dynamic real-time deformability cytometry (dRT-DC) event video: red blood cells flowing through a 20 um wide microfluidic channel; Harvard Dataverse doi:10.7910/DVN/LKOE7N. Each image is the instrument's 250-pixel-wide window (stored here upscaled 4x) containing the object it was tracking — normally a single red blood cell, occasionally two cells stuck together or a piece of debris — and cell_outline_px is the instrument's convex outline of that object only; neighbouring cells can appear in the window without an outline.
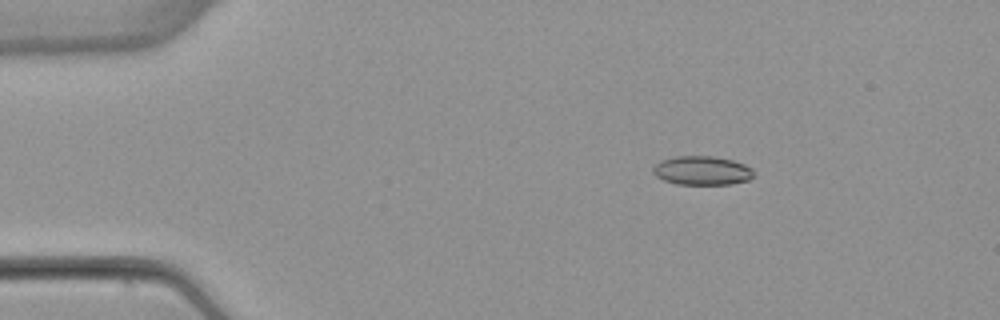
{"species": "common noctule bat (a hibernating species)", "species_latin": "Nyctalus noctula", "temperature_condition": "warm", "stored_images_in_passage": 46, "camera_frame_rate_fps": 3000, "um_per_image_px": 0.085, "animal": {"sex": "female", "body_mass_g": 22.7, "forearm_length_mm": 54.2}, "frame": {"image": 1, "passage_image": 1, "time_ms": 0.0, "image_size_px": [1000, 320], "cell_outline_px": [[752, 176], [748, 180], [732, 184], [676, 184], [664, 180], [656, 176], [652, 172], [652, 168], [660, 160], [676, 156], [712, 156], [732, 160], [744, 164], [752, 168]], "centroid_in_image_um": [59.64, 14.49], "position_along_channel_um": 25.4, "area_um2": 16.94}}
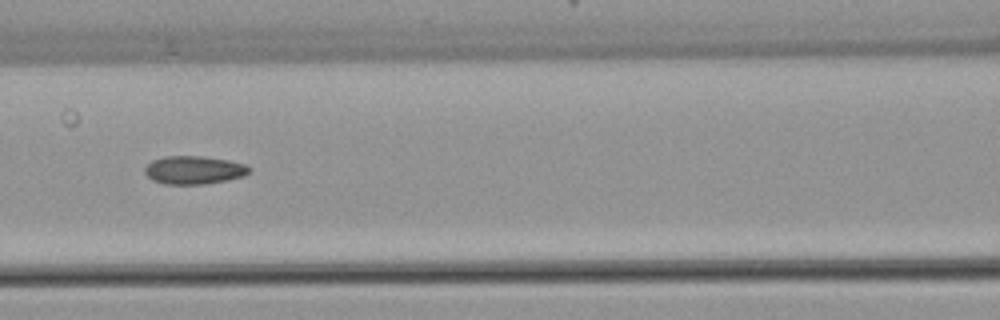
{"frame": {"image": 2, "passage_image": 16, "time_ms": 5.0, "image_size_px": [1000, 320], "cell_outline_px": [[252, 168], [244, 176], [228, 180], [204, 184], [164, 184], [152, 180], [144, 172], [144, 168], [152, 160], [164, 156], [200, 156], [228, 160], [244, 164]], "centroid_in_image_um": [16.47, 14.45], "position_along_channel_um": 150.1, "area_um2": 17.17}}
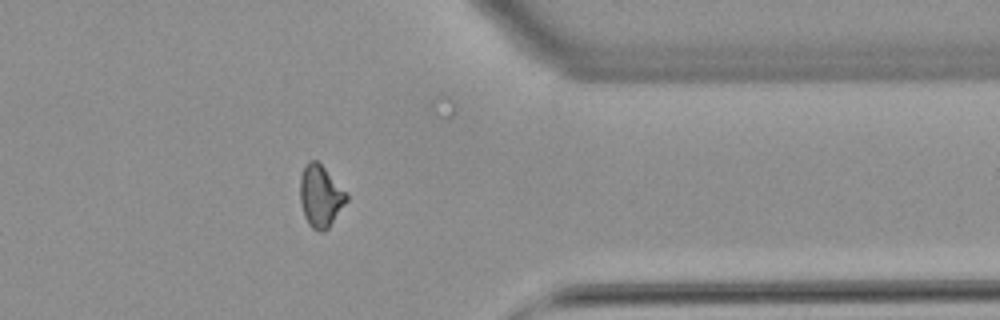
{"frame": {"image": 3, "passage_image": 35, "time_ms": 11.333, "image_size_px": [1000, 320], "cell_outline_px": [[348, 200], [328, 228], [324, 232], [320, 232], [312, 228], [308, 224], [304, 216], [300, 204], [300, 176], [304, 164], [308, 160], [316, 160], [324, 168], [348, 196]], "centroid_in_image_um": [27.2, 16.69], "position_along_channel_um": 384.2, "area_um2": 16.65}, "authors_computed_cell_mechanics": {"area_um2": 16.6753, "velocity_mm_per_s": 3.8943, "shape_relaxation_time_tau1_ms": null, "shape_relaxation_time_tau2_ms": 2.1172, "deformation_change_tau1": null, "deformation_change_tau2": 0.0827}}